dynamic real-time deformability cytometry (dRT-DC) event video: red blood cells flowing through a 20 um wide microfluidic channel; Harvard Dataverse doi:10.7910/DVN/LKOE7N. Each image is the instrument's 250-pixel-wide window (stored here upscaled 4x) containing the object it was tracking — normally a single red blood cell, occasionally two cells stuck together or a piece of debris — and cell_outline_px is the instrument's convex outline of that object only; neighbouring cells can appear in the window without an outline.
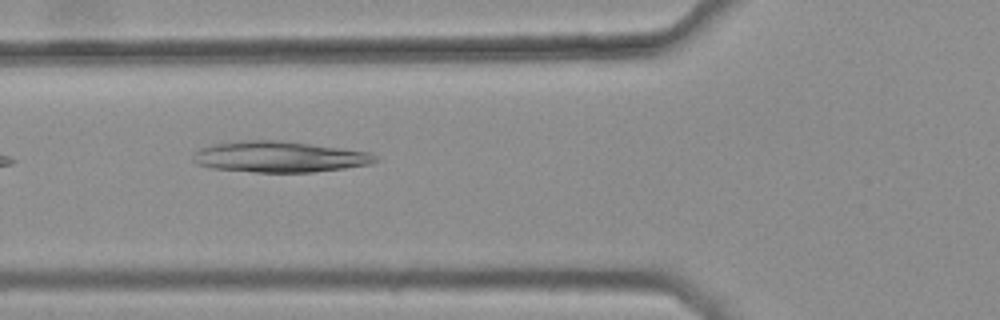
{"species": "common noctule bat (a hibernating species)", "species_latin": "Nyctalus noctula", "temperature_condition": "warm", "stored_images_in_passage": 7, "camera_frame_rate_fps": 3000, "um_per_image_px": 0.085, "animal": {"sex": "female", "body_mass_g": 25.1}, "frame": {"image": 1, "passage_image": 6, "time_ms": 1.667, "image_size_px": [1000, 320], "cell_outline_px": [[380, 160], [368, 164], [344, 168], [312, 172], [256, 172], [212, 168], [196, 164], [192, 160], [192, 156], [200, 148], [216, 144], [240, 140], [280, 140], [312, 144], [368, 152], [376, 156]], "centroid_in_image_um": [23.72, 13.33], "position_along_channel_um": 102.1, "area_um2": 32.71}}
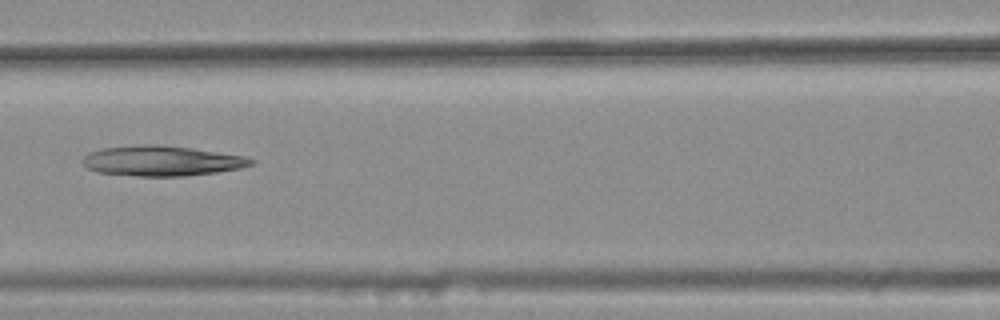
{"frame": {"image": 2, "passage_image": 7, "time_ms": 2.0, "image_size_px": [1000, 320], "cell_outline_px": [[256, 164], [240, 168], [216, 172], [184, 176], [136, 176], [96, 172], [88, 168], [80, 160], [88, 152], [100, 148], [140, 144], [156, 144], [192, 148], [244, 156], [256, 160]], "centroid_in_image_um": [13.72, 13.67], "position_along_channel_um": 152.9, "area_um2": 29.88}}